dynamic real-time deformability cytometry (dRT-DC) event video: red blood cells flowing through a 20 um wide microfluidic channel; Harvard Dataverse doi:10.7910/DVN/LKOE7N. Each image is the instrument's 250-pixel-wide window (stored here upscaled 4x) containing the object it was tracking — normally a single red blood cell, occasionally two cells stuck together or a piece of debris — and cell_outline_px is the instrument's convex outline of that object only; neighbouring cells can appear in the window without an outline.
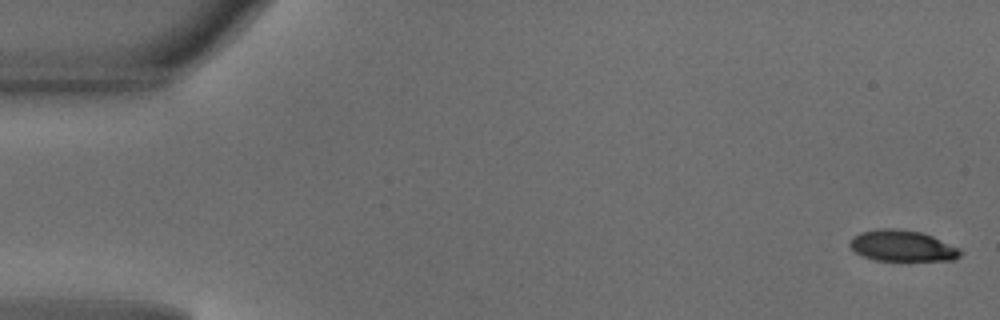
{"species": "common noctule bat (a hibernating species)", "species_latin": "Nyctalus noctula", "temperature_condition": "warm", "stored_images_in_passage": 48, "camera_frame_rate_fps": 3000, "um_per_image_px": 0.085, "animal": {"sex": "male", "body_mass_g": 18.8}, "frame": {"image": 1, "passage_image": 1, "time_ms": 0.0, "image_size_px": [1000, 320], "cell_outline_px": [[964, 252], [956, 260], [876, 260], [860, 256], [848, 244], [852, 236], [860, 232], [876, 228], [896, 228], [920, 232], [932, 236], [960, 248]], "centroid_in_image_um": [76.68, 20.89], "position_along_channel_um": 8.3, "area_um2": 20.23}}
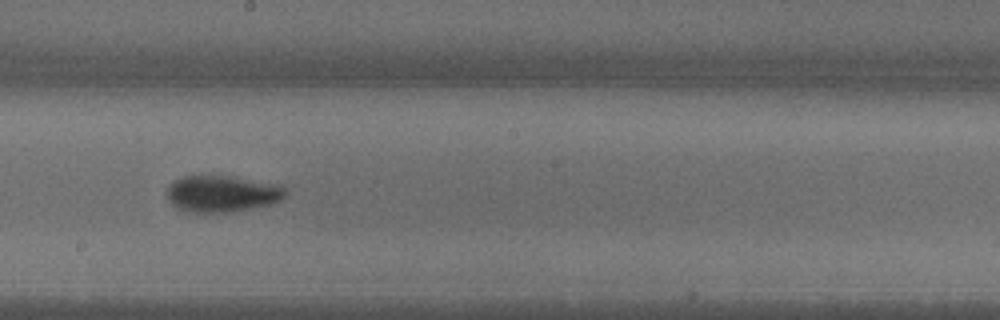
{"frame": {"image": 2, "passage_image": 27, "time_ms": 8.667, "image_size_px": [1000, 320], "cell_outline_px": [[288, 192], [280, 200], [272, 204], [252, 208], [228, 212], [192, 212], [176, 208], [168, 200], [164, 192], [176, 180], [184, 176], [208, 172], [280, 184], [288, 188]], "centroid_in_image_um": [18.88, 16.42], "position_along_channel_um": 229.3, "area_um2": 26.13}}
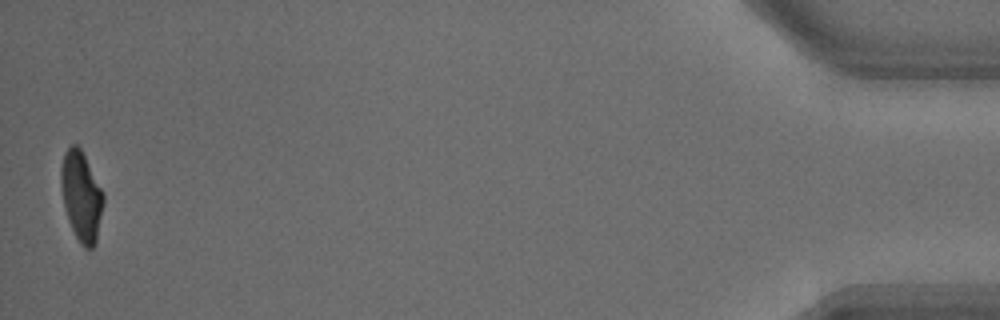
{"frame": {"image": 3, "passage_image": 48, "time_ms": 15.667, "image_size_px": [1000, 320], "cell_outline_px": [[104, 204], [96, 244], [92, 248], [84, 248], [80, 244], [72, 228], [64, 204], [60, 188], [60, 168], [64, 152], [72, 144], [76, 144], [80, 148], [104, 192]], "centroid_in_image_um": [6.92, 16.67], "position_along_channel_um": 428.3, "area_um2": 22.25}, "authors_computed_cell_mechanics": {"area_um2": 22.9755, "velocity_mm_per_s": 4.1503, "shape_relaxation_time_tau1_ms": 3.7498, "shape_relaxation_time_tau2_ms": 1.5577, "deformation_change_tau1": 0.1804, "deformation_change_tau2": 0.0721}}